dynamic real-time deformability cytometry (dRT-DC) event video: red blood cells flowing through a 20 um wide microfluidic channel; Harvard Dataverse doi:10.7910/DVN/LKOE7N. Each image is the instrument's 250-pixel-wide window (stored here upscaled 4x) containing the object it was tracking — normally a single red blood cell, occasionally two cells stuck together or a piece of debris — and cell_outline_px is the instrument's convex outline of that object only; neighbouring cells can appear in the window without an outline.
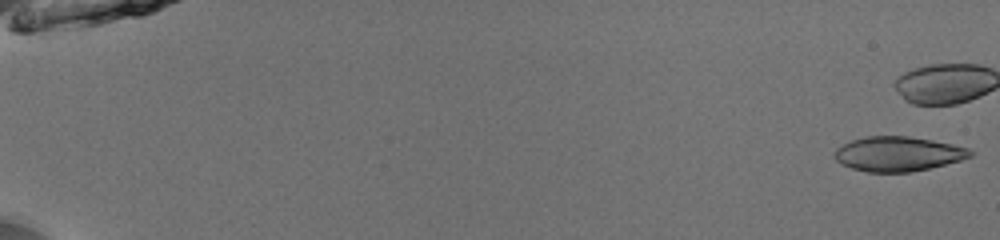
{"species": "common noctule bat (a hibernating species)", "species_latin": "Nyctalus noctula", "temperature_condition": "room temperature", "stored_images_in_passage": 14, "camera_frame_rate_fps": 3000, "um_per_image_px": 0.085, "animal": {"sex": "male", "body_mass_g": 13.0, "forearm_length_mm": 53.1}, "frame": {"image": 1, "passage_image": 1, "time_ms": 0.0, "image_size_px": [1000, 240], "cell_outline_px": [[976, 152], [972, 156], [960, 160], [912, 172], [868, 172], [852, 168], [840, 164], [832, 156], [832, 152], [836, 148], [852, 140], [864, 136], [908, 136], [932, 140], [952, 144], [968, 148]], "centroid_in_image_um": [76.3, 13.08], "position_along_channel_um": 8.7, "area_um2": 27.51}}